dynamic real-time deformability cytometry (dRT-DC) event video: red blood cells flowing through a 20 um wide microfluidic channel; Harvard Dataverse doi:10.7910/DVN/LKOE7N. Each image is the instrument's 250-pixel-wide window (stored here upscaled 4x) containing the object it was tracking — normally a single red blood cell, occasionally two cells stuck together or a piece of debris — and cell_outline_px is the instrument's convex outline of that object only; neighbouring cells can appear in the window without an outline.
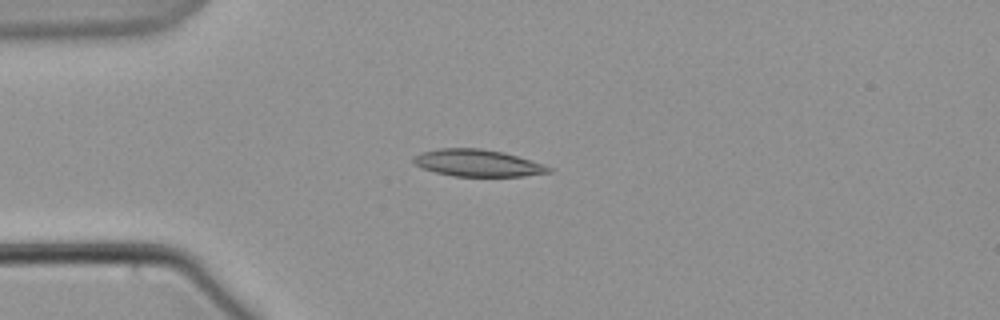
{"species": "common noctule bat (a hibernating species)", "species_latin": "Nyctalus noctula", "temperature_condition": "warm", "stored_images_in_passage": 46, "camera_frame_rate_fps": 3000, "um_per_image_px": 0.085, "animal": {"sex": "male", "body_mass_g": 21.5, "forearm_length_mm": 52.0}, "frame": {"image": 1, "passage_image": 1, "time_ms": 0.0, "image_size_px": [1000, 320], "cell_outline_px": [[556, 168], [552, 172], [524, 176], [452, 176], [436, 172], [424, 168], [416, 164], [412, 160], [412, 156], [420, 152], [440, 148], [480, 148], [504, 152], [544, 164]], "centroid_in_image_um": [40.64, 13.85], "position_along_channel_um": 44.4, "area_um2": 21.39}}
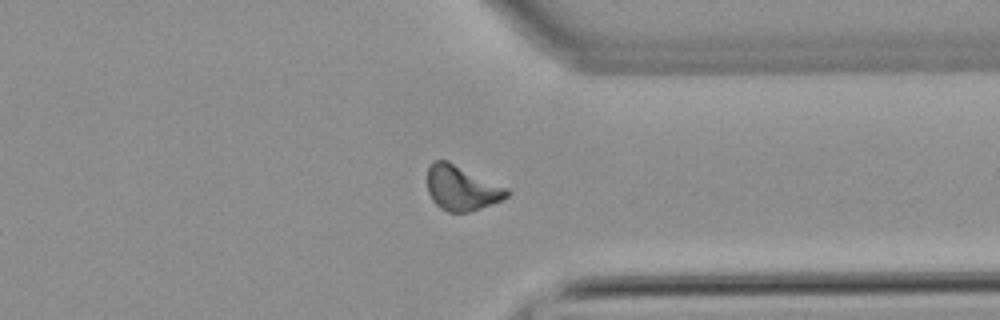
{"frame": {"image": 2, "passage_image": 32, "time_ms": 10.333, "image_size_px": [1000, 320], "cell_outline_px": [[512, 192], [508, 196], [500, 200], [472, 212], [448, 212], [440, 208], [432, 200], [428, 192], [428, 168], [432, 160], [448, 160], [508, 188]], "centroid_in_image_um": [39.24, 15.98], "position_along_channel_um": 372.2, "area_um2": 20.92}}
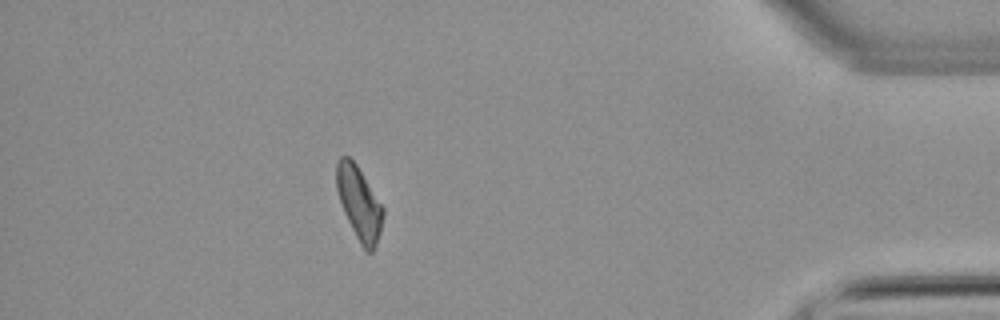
{"frame": {"image": 3, "passage_image": 39, "time_ms": 12.667, "image_size_px": [1000, 320], "cell_outline_px": [[384, 216], [380, 232], [376, 244], [372, 252], [364, 252], [344, 212], [336, 188], [336, 164], [340, 156], [348, 156], [356, 164], [384, 208]], "centroid_in_image_um": [30.53, 17.28], "position_along_channel_um": 404.7, "area_um2": 19.65}}